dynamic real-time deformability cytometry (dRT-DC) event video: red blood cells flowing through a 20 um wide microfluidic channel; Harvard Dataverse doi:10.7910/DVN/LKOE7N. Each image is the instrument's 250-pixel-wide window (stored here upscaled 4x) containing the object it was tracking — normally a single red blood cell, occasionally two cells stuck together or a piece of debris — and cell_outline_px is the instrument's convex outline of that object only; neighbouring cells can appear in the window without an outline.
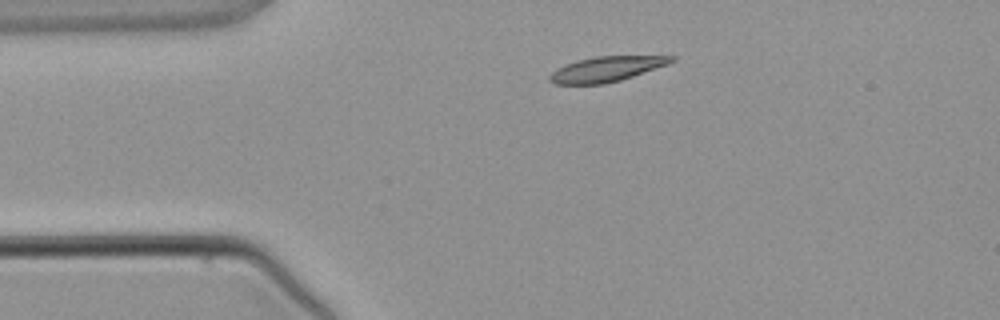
{"species": "common noctule bat (a hibernating species)", "species_latin": "Nyctalus noctula", "temperature_condition": "warm", "stored_images_in_passage": 2, "camera_frame_rate_fps": 3000, "um_per_image_px": 0.085, "animal": {"sex": "male", "body_mass_g": 21.5, "forearm_length_mm": 52.0}, "frame": {"image": 1, "passage_image": 1, "time_ms": 0.0, "image_size_px": [1000, 320], "cell_outline_px": [[676, 60], [668, 64], [620, 80], [604, 84], [556, 84], [548, 80], [548, 76], [556, 68], [580, 60], [596, 56], [676, 56]], "centroid_in_image_um": [51.54, 5.87], "position_along_channel_um": 33.5, "area_um2": 17.57}}
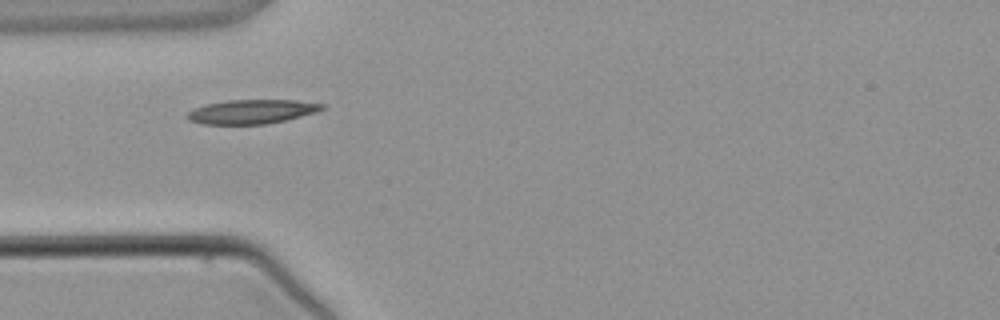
{"frame": {"image": 2, "passage_image": 2, "time_ms": 1.333, "image_size_px": [1000, 320], "cell_outline_px": [[324, 108], [316, 112], [284, 120], [264, 124], [204, 124], [188, 120], [184, 116], [188, 112], [196, 108], [208, 104], [228, 100], [296, 100], [324, 104]], "centroid_in_image_um": [21.38, 9.49], "position_along_channel_um": 63.6, "area_um2": 18.73}}